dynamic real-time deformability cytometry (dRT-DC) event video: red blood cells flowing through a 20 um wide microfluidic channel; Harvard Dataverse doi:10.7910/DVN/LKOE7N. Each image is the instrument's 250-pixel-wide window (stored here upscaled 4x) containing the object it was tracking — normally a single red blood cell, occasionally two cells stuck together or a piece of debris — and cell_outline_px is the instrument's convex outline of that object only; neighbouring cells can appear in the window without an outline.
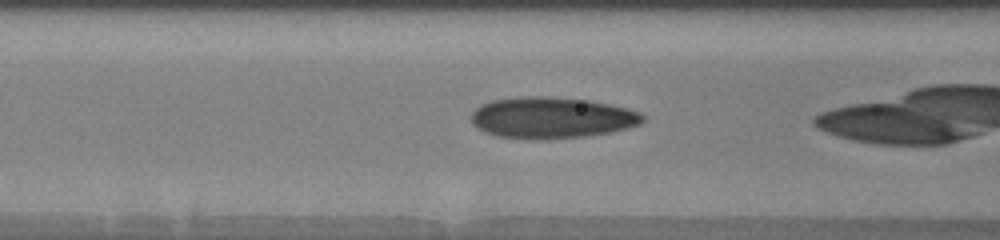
{"species": "human", "species_latin": "Homo sapiens", "temperature_condition": "warm", "stored_images_in_passage": 8, "segment_of_instrument_passage": [2, 2], "camera_frame_rate_fps": 3000, "um_per_image_px": 0.085, "donor": {"sex": "male"}, "frame": {"image": 1, "passage_image": 8, "time_ms": 6.333, "image_size_px": [1000, 240], "cell_outline_px": [[644, 120], [640, 124], [628, 128], [608, 132], [584, 136], [500, 136], [484, 132], [472, 124], [472, 112], [480, 104], [492, 100], [524, 96], [548, 96], [588, 100], [628, 108], [640, 112], [644, 116]], "centroid_in_image_um": [46.91, 9.95], "position_along_channel_um": 119.7, "area_um2": 40.0}}